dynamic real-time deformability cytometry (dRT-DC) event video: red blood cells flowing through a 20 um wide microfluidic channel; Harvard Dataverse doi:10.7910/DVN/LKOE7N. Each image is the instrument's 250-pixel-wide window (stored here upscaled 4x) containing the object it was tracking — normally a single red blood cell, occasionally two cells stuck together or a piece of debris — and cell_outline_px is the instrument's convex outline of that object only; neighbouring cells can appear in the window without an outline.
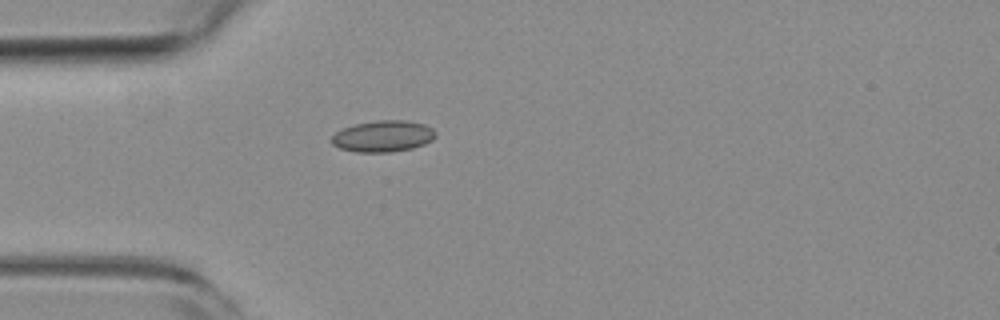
{"species": "common noctule bat (a hibernating species)", "species_latin": "Nyctalus noctula", "temperature_condition": "room temperature", "stored_images_in_passage": 40, "camera_frame_rate_fps": 3000, "um_per_image_px": 0.085, "animal": {"sex": "female", "body_mass_g": 19.3, "forearm_length_mm": 54.1}, "frame": {"image": 1, "passage_image": 1, "time_ms": 0.0, "image_size_px": [1000, 320], "cell_outline_px": [[436, 136], [432, 140], [424, 144], [412, 148], [392, 152], [356, 152], [340, 148], [332, 144], [332, 136], [336, 132], [344, 128], [356, 124], [376, 120], [404, 120], [424, 124], [432, 128], [436, 132]], "centroid_in_image_um": [32.58, 11.58], "position_along_channel_um": 52.4, "area_um2": 18.96}}
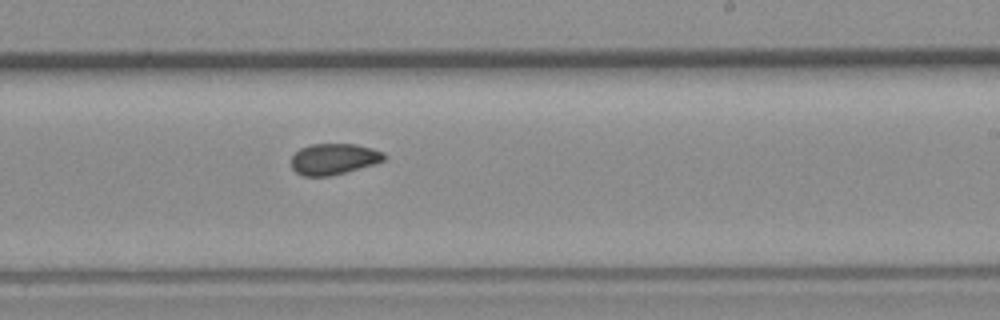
{"frame": {"image": 2, "passage_image": 18, "time_ms": 5.667, "image_size_px": [1000, 320], "cell_outline_px": [[384, 160], [372, 164], [344, 172], [328, 176], [304, 176], [296, 172], [292, 168], [292, 156], [300, 148], [312, 144], [356, 144], [372, 148], [384, 152]], "centroid_in_image_um": [28.34, 13.5], "position_along_channel_um": 260.7, "area_um2": 16.53}}
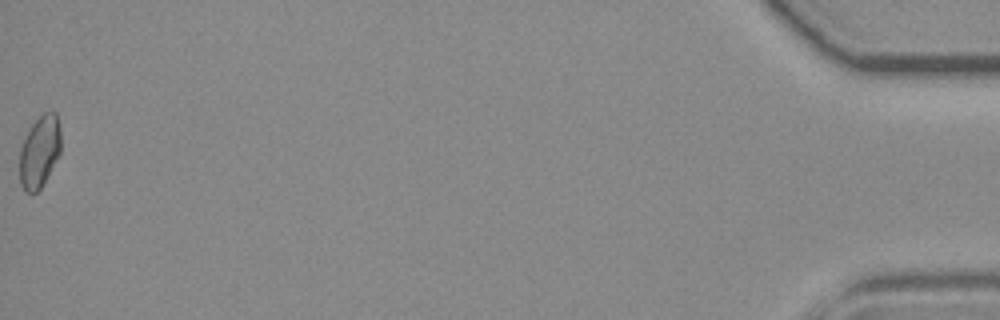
{"frame": {"image": 3, "passage_image": 40, "time_ms": 13.0, "image_size_px": [1000, 320], "cell_outline_px": [[60, 152], [40, 188], [36, 192], [24, 192], [20, 184], [20, 148], [28, 128], [44, 112], [56, 112], [60, 132]], "centroid_in_image_um": [3.34, 12.87], "position_along_channel_um": 431.9, "area_um2": 17.05}, "authors_computed_cell_mechanics": {"area_um2": 17.1666, "velocity_mm_per_s": 3.8009, "shape_relaxation_time_tau1_ms": null, "shape_relaxation_time_tau2_ms": 1.9554, "deformation_change_tau1": null, "deformation_change_tau2": 0.0597}}